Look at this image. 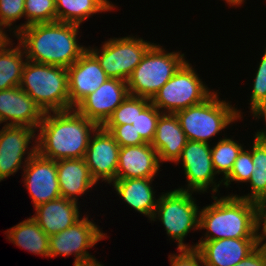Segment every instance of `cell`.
Here are the masks:
<instances>
[{
	"label": "cell",
	"mask_w": 266,
	"mask_h": 266,
	"mask_svg": "<svg viewBox=\"0 0 266 266\" xmlns=\"http://www.w3.org/2000/svg\"><path fill=\"white\" fill-rule=\"evenodd\" d=\"M218 99L214 92L204 102L175 113L188 140L208 143L209 138L239 119L235 107Z\"/></svg>",
	"instance_id": "cell-6"
},
{
	"label": "cell",
	"mask_w": 266,
	"mask_h": 266,
	"mask_svg": "<svg viewBox=\"0 0 266 266\" xmlns=\"http://www.w3.org/2000/svg\"><path fill=\"white\" fill-rule=\"evenodd\" d=\"M102 127L113 135L120 147L138 146L146 143L132 124L102 125Z\"/></svg>",
	"instance_id": "cell-33"
},
{
	"label": "cell",
	"mask_w": 266,
	"mask_h": 266,
	"mask_svg": "<svg viewBox=\"0 0 266 266\" xmlns=\"http://www.w3.org/2000/svg\"><path fill=\"white\" fill-rule=\"evenodd\" d=\"M95 133L93 139L90 138L84 160L96 183L99 179L111 183L116 179L120 146L102 126Z\"/></svg>",
	"instance_id": "cell-12"
},
{
	"label": "cell",
	"mask_w": 266,
	"mask_h": 266,
	"mask_svg": "<svg viewBox=\"0 0 266 266\" xmlns=\"http://www.w3.org/2000/svg\"><path fill=\"white\" fill-rule=\"evenodd\" d=\"M6 44L0 50V91L19 87L23 69L26 64L22 60L25 53L20 44L16 48H7ZM23 51V52H22Z\"/></svg>",
	"instance_id": "cell-25"
},
{
	"label": "cell",
	"mask_w": 266,
	"mask_h": 266,
	"mask_svg": "<svg viewBox=\"0 0 266 266\" xmlns=\"http://www.w3.org/2000/svg\"><path fill=\"white\" fill-rule=\"evenodd\" d=\"M254 203L257 208L259 218H261L266 213V189Z\"/></svg>",
	"instance_id": "cell-39"
},
{
	"label": "cell",
	"mask_w": 266,
	"mask_h": 266,
	"mask_svg": "<svg viewBox=\"0 0 266 266\" xmlns=\"http://www.w3.org/2000/svg\"><path fill=\"white\" fill-rule=\"evenodd\" d=\"M235 266H266V245H259L252 253Z\"/></svg>",
	"instance_id": "cell-37"
},
{
	"label": "cell",
	"mask_w": 266,
	"mask_h": 266,
	"mask_svg": "<svg viewBox=\"0 0 266 266\" xmlns=\"http://www.w3.org/2000/svg\"><path fill=\"white\" fill-rule=\"evenodd\" d=\"M261 244L260 238H223L198 242L203 266H235Z\"/></svg>",
	"instance_id": "cell-16"
},
{
	"label": "cell",
	"mask_w": 266,
	"mask_h": 266,
	"mask_svg": "<svg viewBox=\"0 0 266 266\" xmlns=\"http://www.w3.org/2000/svg\"><path fill=\"white\" fill-rule=\"evenodd\" d=\"M108 10H112L114 8L113 4H110L108 0H99Z\"/></svg>",
	"instance_id": "cell-42"
},
{
	"label": "cell",
	"mask_w": 266,
	"mask_h": 266,
	"mask_svg": "<svg viewBox=\"0 0 266 266\" xmlns=\"http://www.w3.org/2000/svg\"><path fill=\"white\" fill-rule=\"evenodd\" d=\"M260 222L263 223L262 234H260V239H261V243H262V241H264L266 238V213L260 218ZM263 245H266V242L263 243Z\"/></svg>",
	"instance_id": "cell-41"
},
{
	"label": "cell",
	"mask_w": 266,
	"mask_h": 266,
	"mask_svg": "<svg viewBox=\"0 0 266 266\" xmlns=\"http://www.w3.org/2000/svg\"><path fill=\"white\" fill-rule=\"evenodd\" d=\"M137 117V96L128 95L103 125L132 124Z\"/></svg>",
	"instance_id": "cell-32"
},
{
	"label": "cell",
	"mask_w": 266,
	"mask_h": 266,
	"mask_svg": "<svg viewBox=\"0 0 266 266\" xmlns=\"http://www.w3.org/2000/svg\"><path fill=\"white\" fill-rule=\"evenodd\" d=\"M60 195L77 202L76 196L84 194L96 184L84 158L60 159L56 161Z\"/></svg>",
	"instance_id": "cell-22"
},
{
	"label": "cell",
	"mask_w": 266,
	"mask_h": 266,
	"mask_svg": "<svg viewBox=\"0 0 266 266\" xmlns=\"http://www.w3.org/2000/svg\"><path fill=\"white\" fill-rule=\"evenodd\" d=\"M215 202L199 213V229H207L205 239L199 242L223 238H260V218L253 201L231 195L213 196ZM210 233V234H209Z\"/></svg>",
	"instance_id": "cell-3"
},
{
	"label": "cell",
	"mask_w": 266,
	"mask_h": 266,
	"mask_svg": "<svg viewBox=\"0 0 266 266\" xmlns=\"http://www.w3.org/2000/svg\"><path fill=\"white\" fill-rule=\"evenodd\" d=\"M191 196V192L179 189L163 194L152 217V220L157 217L161 220L168 236L178 242L177 249H194L183 243L192 228L199 229L200 211Z\"/></svg>",
	"instance_id": "cell-7"
},
{
	"label": "cell",
	"mask_w": 266,
	"mask_h": 266,
	"mask_svg": "<svg viewBox=\"0 0 266 266\" xmlns=\"http://www.w3.org/2000/svg\"><path fill=\"white\" fill-rule=\"evenodd\" d=\"M2 29H3V28L0 26V50H1L6 44H9V46H10V44H11V43H10L11 41H9L10 38L7 37L8 35H6L5 32H3Z\"/></svg>",
	"instance_id": "cell-40"
},
{
	"label": "cell",
	"mask_w": 266,
	"mask_h": 266,
	"mask_svg": "<svg viewBox=\"0 0 266 266\" xmlns=\"http://www.w3.org/2000/svg\"><path fill=\"white\" fill-rule=\"evenodd\" d=\"M24 165V182L34 206L47 203L61 197L57 179L56 161L42 157L34 146L27 152Z\"/></svg>",
	"instance_id": "cell-11"
},
{
	"label": "cell",
	"mask_w": 266,
	"mask_h": 266,
	"mask_svg": "<svg viewBox=\"0 0 266 266\" xmlns=\"http://www.w3.org/2000/svg\"><path fill=\"white\" fill-rule=\"evenodd\" d=\"M80 25L65 22L37 23L16 34L28 61L70 67L88 49L77 43Z\"/></svg>",
	"instance_id": "cell-2"
},
{
	"label": "cell",
	"mask_w": 266,
	"mask_h": 266,
	"mask_svg": "<svg viewBox=\"0 0 266 266\" xmlns=\"http://www.w3.org/2000/svg\"><path fill=\"white\" fill-rule=\"evenodd\" d=\"M67 71L70 109L95 92L109 78L88 49L67 68Z\"/></svg>",
	"instance_id": "cell-15"
},
{
	"label": "cell",
	"mask_w": 266,
	"mask_h": 266,
	"mask_svg": "<svg viewBox=\"0 0 266 266\" xmlns=\"http://www.w3.org/2000/svg\"><path fill=\"white\" fill-rule=\"evenodd\" d=\"M151 45L142 38L123 37L106 41L100 52L97 49L88 50L109 78L127 81Z\"/></svg>",
	"instance_id": "cell-9"
},
{
	"label": "cell",
	"mask_w": 266,
	"mask_h": 266,
	"mask_svg": "<svg viewBox=\"0 0 266 266\" xmlns=\"http://www.w3.org/2000/svg\"><path fill=\"white\" fill-rule=\"evenodd\" d=\"M253 166L252 150L244 151L242 149L234 162V166L230 174L226 178H223L225 181L224 185L228 187L230 181L249 182L253 173Z\"/></svg>",
	"instance_id": "cell-31"
},
{
	"label": "cell",
	"mask_w": 266,
	"mask_h": 266,
	"mask_svg": "<svg viewBox=\"0 0 266 266\" xmlns=\"http://www.w3.org/2000/svg\"><path fill=\"white\" fill-rule=\"evenodd\" d=\"M250 105L251 109L262 99L266 97V49L265 53L259 64L258 71L256 73L255 81L253 84V90L251 94Z\"/></svg>",
	"instance_id": "cell-35"
},
{
	"label": "cell",
	"mask_w": 266,
	"mask_h": 266,
	"mask_svg": "<svg viewBox=\"0 0 266 266\" xmlns=\"http://www.w3.org/2000/svg\"><path fill=\"white\" fill-rule=\"evenodd\" d=\"M77 203L59 197L35 207L37 213L32 218L48 236H52L80 220Z\"/></svg>",
	"instance_id": "cell-20"
},
{
	"label": "cell",
	"mask_w": 266,
	"mask_h": 266,
	"mask_svg": "<svg viewBox=\"0 0 266 266\" xmlns=\"http://www.w3.org/2000/svg\"><path fill=\"white\" fill-rule=\"evenodd\" d=\"M57 21L80 25L98 12L109 11L99 0H55Z\"/></svg>",
	"instance_id": "cell-26"
},
{
	"label": "cell",
	"mask_w": 266,
	"mask_h": 266,
	"mask_svg": "<svg viewBox=\"0 0 266 266\" xmlns=\"http://www.w3.org/2000/svg\"><path fill=\"white\" fill-rule=\"evenodd\" d=\"M44 112L37 103L20 87L0 91V123L6 126L39 127Z\"/></svg>",
	"instance_id": "cell-17"
},
{
	"label": "cell",
	"mask_w": 266,
	"mask_h": 266,
	"mask_svg": "<svg viewBox=\"0 0 266 266\" xmlns=\"http://www.w3.org/2000/svg\"><path fill=\"white\" fill-rule=\"evenodd\" d=\"M44 114L36 140L37 152L54 161L84 158L92 133L99 127L75 108Z\"/></svg>",
	"instance_id": "cell-1"
},
{
	"label": "cell",
	"mask_w": 266,
	"mask_h": 266,
	"mask_svg": "<svg viewBox=\"0 0 266 266\" xmlns=\"http://www.w3.org/2000/svg\"><path fill=\"white\" fill-rule=\"evenodd\" d=\"M213 92L203 85L192 66L186 61L179 70L164 84L151 99V103L159 110L164 108V113L175 114L204 102Z\"/></svg>",
	"instance_id": "cell-8"
},
{
	"label": "cell",
	"mask_w": 266,
	"mask_h": 266,
	"mask_svg": "<svg viewBox=\"0 0 266 266\" xmlns=\"http://www.w3.org/2000/svg\"><path fill=\"white\" fill-rule=\"evenodd\" d=\"M242 149L241 144L230 138L220 139L213 149L211 148V159L216 173H224V178H226Z\"/></svg>",
	"instance_id": "cell-29"
},
{
	"label": "cell",
	"mask_w": 266,
	"mask_h": 266,
	"mask_svg": "<svg viewBox=\"0 0 266 266\" xmlns=\"http://www.w3.org/2000/svg\"><path fill=\"white\" fill-rule=\"evenodd\" d=\"M24 12L28 21L13 31L15 35L29 25L57 21L55 0H25Z\"/></svg>",
	"instance_id": "cell-30"
},
{
	"label": "cell",
	"mask_w": 266,
	"mask_h": 266,
	"mask_svg": "<svg viewBox=\"0 0 266 266\" xmlns=\"http://www.w3.org/2000/svg\"><path fill=\"white\" fill-rule=\"evenodd\" d=\"M184 54L165 53L159 44L146 51L126 83L130 95L152 99L186 62Z\"/></svg>",
	"instance_id": "cell-5"
},
{
	"label": "cell",
	"mask_w": 266,
	"mask_h": 266,
	"mask_svg": "<svg viewBox=\"0 0 266 266\" xmlns=\"http://www.w3.org/2000/svg\"><path fill=\"white\" fill-rule=\"evenodd\" d=\"M160 162L151 143L120 147L116 179L154 178Z\"/></svg>",
	"instance_id": "cell-19"
},
{
	"label": "cell",
	"mask_w": 266,
	"mask_h": 266,
	"mask_svg": "<svg viewBox=\"0 0 266 266\" xmlns=\"http://www.w3.org/2000/svg\"><path fill=\"white\" fill-rule=\"evenodd\" d=\"M188 139L175 114L162 113L157 121L151 146L157 151L159 161L176 162Z\"/></svg>",
	"instance_id": "cell-21"
},
{
	"label": "cell",
	"mask_w": 266,
	"mask_h": 266,
	"mask_svg": "<svg viewBox=\"0 0 266 266\" xmlns=\"http://www.w3.org/2000/svg\"><path fill=\"white\" fill-rule=\"evenodd\" d=\"M253 173L250 177L251 194L240 198L255 202L266 189V141L254 139L252 147Z\"/></svg>",
	"instance_id": "cell-27"
},
{
	"label": "cell",
	"mask_w": 266,
	"mask_h": 266,
	"mask_svg": "<svg viewBox=\"0 0 266 266\" xmlns=\"http://www.w3.org/2000/svg\"><path fill=\"white\" fill-rule=\"evenodd\" d=\"M183 162V168L188 182V189L184 191L204 192L210 184L215 183L217 174L211 159V148L208 143L188 140L176 163Z\"/></svg>",
	"instance_id": "cell-14"
},
{
	"label": "cell",
	"mask_w": 266,
	"mask_h": 266,
	"mask_svg": "<svg viewBox=\"0 0 266 266\" xmlns=\"http://www.w3.org/2000/svg\"><path fill=\"white\" fill-rule=\"evenodd\" d=\"M152 180L153 178H129L113 181V186L123 201L151 220L158 204L150 186Z\"/></svg>",
	"instance_id": "cell-23"
},
{
	"label": "cell",
	"mask_w": 266,
	"mask_h": 266,
	"mask_svg": "<svg viewBox=\"0 0 266 266\" xmlns=\"http://www.w3.org/2000/svg\"><path fill=\"white\" fill-rule=\"evenodd\" d=\"M35 129L27 126H4L0 131V181L20 169L22 158Z\"/></svg>",
	"instance_id": "cell-18"
},
{
	"label": "cell",
	"mask_w": 266,
	"mask_h": 266,
	"mask_svg": "<svg viewBox=\"0 0 266 266\" xmlns=\"http://www.w3.org/2000/svg\"><path fill=\"white\" fill-rule=\"evenodd\" d=\"M252 113L254 114L253 116L256 118H260L263 117L265 119L266 122V97L264 99H262L260 102H258L252 109ZM258 116V117H257ZM255 138L259 139V140H263L266 141V131L262 130V131H258L255 134Z\"/></svg>",
	"instance_id": "cell-38"
},
{
	"label": "cell",
	"mask_w": 266,
	"mask_h": 266,
	"mask_svg": "<svg viewBox=\"0 0 266 266\" xmlns=\"http://www.w3.org/2000/svg\"><path fill=\"white\" fill-rule=\"evenodd\" d=\"M25 0H0V26L11 27V24L25 16Z\"/></svg>",
	"instance_id": "cell-34"
},
{
	"label": "cell",
	"mask_w": 266,
	"mask_h": 266,
	"mask_svg": "<svg viewBox=\"0 0 266 266\" xmlns=\"http://www.w3.org/2000/svg\"><path fill=\"white\" fill-rule=\"evenodd\" d=\"M244 0H226V2L230 5H240V4H242V2H243Z\"/></svg>",
	"instance_id": "cell-43"
},
{
	"label": "cell",
	"mask_w": 266,
	"mask_h": 266,
	"mask_svg": "<svg viewBox=\"0 0 266 266\" xmlns=\"http://www.w3.org/2000/svg\"><path fill=\"white\" fill-rule=\"evenodd\" d=\"M162 113L151 103V99L137 96V117L132 125L146 143L153 141L157 121Z\"/></svg>",
	"instance_id": "cell-28"
},
{
	"label": "cell",
	"mask_w": 266,
	"mask_h": 266,
	"mask_svg": "<svg viewBox=\"0 0 266 266\" xmlns=\"http://www.w3.org/2000/svg\"><path fill=\"white\" fill-rule=\"evenodd\" d=\"M19 87L44 113L70 110L67 68L27 60Z\"/></svg>",
	"instance_id": "cell-4"
},
{
	"label": "cell",
	"mask_w": 266,
	"mask_h": 266,
	"mask_svg": "<svg viewBox=\"0 0 266 266\" xmlns=\"http://www.w3.org/2000/svg\"><path fill=\"white\" fill-rule=\"evenodd\" d=\"M10 230V231H9ZM7 230L9 240L32 253L41 256L49 255V236L31 217Z\"/></svg>",
	"instance_id": "cell-24"
},
{
	"label": "cell",
	"mask_w": 266,
	"mask_h": 266,
	"mask_svg": "<svg viewBox=\"0 0 266 266\" xmlns=\"http://www.w3.org/2000/svg\"><path fill=\"white\" fill-rule=\"evenodd\" d=\"M77 266H102L98 261L91 263V264H85V265H77Z\"/></svg>",
	"instance_id": "cell-44"
},
{
	"label": "cell",
	"mask_w": 266,
	"mask_h": 266,
	"mask_svg": "<svg viewBox=\"0 0 266 266\" xmlns=\"http://www.w3.org/2000/svg\"><path fill=\"white\" fill-rule=\"evenodd\" d=\"M179 255H170L171 266H200L202 258L199 251L194 249H178Z\"/></svg>",
	"instance_id": "cell-36"
},
{
	"label": "cell",
	"mask_w": 266,
	"mask_h": 266,
	"mask_svg": "<svg viewBox=\"0 0 266 266\" xmlns=\"http://www.w3.org/2000/svg\"><path fill=\"white\" fill-rule=\"evenodd\" d=\"M129 95L126 81L108 78L95 92L86 96L75 109L102 126Z\"/></svg>",
	"instance_id": "cell-13"
},
{
	"label": "cell",
	"mask_w": 266,
	"mask_h": 266,
	"mask_svg": "<svg viewBox=\"0 0 266 266\" xmlns=\"http://www.w3.org/2000/svg\"><path fill=\"white\" fill-rule=\"evenodd\" d=\"M102 233L97 225L84 217L69 228L49 236V255L69 256L75 254L74 266L97 262L86 249L93 247L99 240L103 239Z\"/></svg>",
	"instance_id": "cell-10"
}]
</instances>
